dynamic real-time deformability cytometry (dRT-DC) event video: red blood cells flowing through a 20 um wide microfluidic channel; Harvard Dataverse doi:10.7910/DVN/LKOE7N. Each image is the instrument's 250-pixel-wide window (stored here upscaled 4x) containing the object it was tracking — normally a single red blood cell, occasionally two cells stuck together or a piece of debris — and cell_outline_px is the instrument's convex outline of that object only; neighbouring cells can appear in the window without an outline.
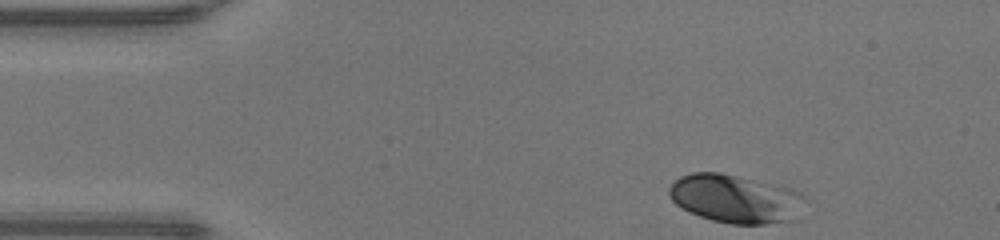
{"species": "human", "species_latin": "Homo sapiens", "temperature_condition": "warm", "stored_images_in_passage": 35, "camera_frame_rate_fps": 3000, "um_per_image_px": 0.085, "donor": {"sex": "male"}, "frame": {"image": 1, "passage_image": 1, "time_ms": 0.0, "image_size_px": [1000, 240], "cell_outline_px": [[808, 200], [800, 220], [764, 224], [732, 224], [712, 220], [700, 216], [676, 204], [672, 200], [668, 192], [668, 188], [680, 176], [692, 172], [720, 172], [788, 188], [800, 192]], "centroid_in_image_um": [62.6, 16.91], "position_along_channel_um": 22.4, "area_um2": 38.67}}
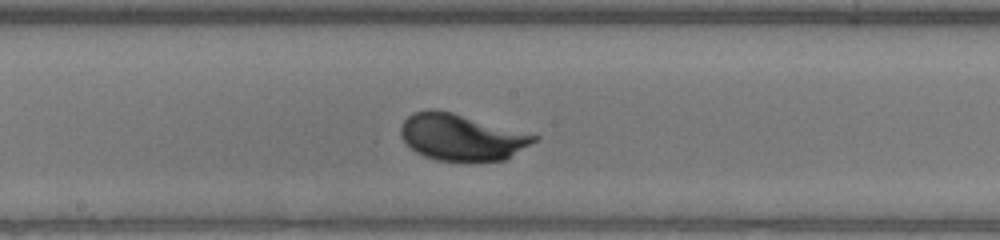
{"frame": {"image": 2, "passage_image": 20, "time_ms": 6.333, "image_size_px": [1000, 240], "cell_outline_px": [[540, 136], [536, 140], [504, 160], [472, 164], [436, 160], [424, 156], [416, 152], [400, 136], [400, 128], [404, 120], [412, 112], [428, 108], [436, 108], [452, 112]], "centroid_in_image_um": [39.19, 11.68], "position_along_channel_um": 209.0, "area_um2": 36.7}}
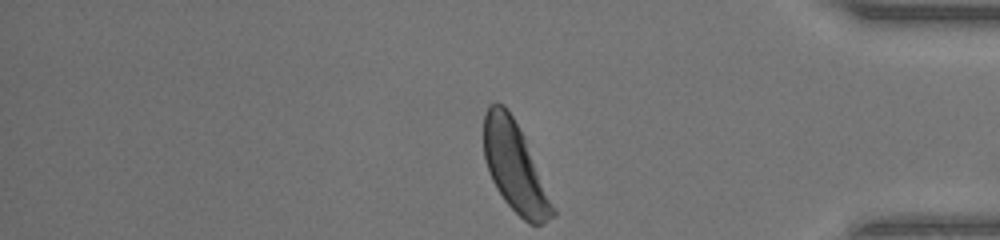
{"frame": {"image": 3, "passage_image": 35, "time_ms": 11.333, "image_size_px": [1000, 240], "cell_outline_px": [[556, 216], [544, 224], [528, 224], [504, 200], [496, 188], [488, 172], [484, 156], [484, 116], [488, 104], [504, 104], [512, 116], [524, 136], [556, 208]], "centroid_in_image_um": [43.78, 14.24], "position_along_channel_um": 391.4, "area_um2": 35.84}, "authors_computed_cell_mechanics": {"area_um2": 35.7782, "velocity_mm_per_s": 4.2142, "shape_relaxation_time_tau1_ms": 3.8211, "shape_relaxation_time_tau2_ms": null, "deformation_change_tau1": 0.2086, "deformation_change_tau2": null}}